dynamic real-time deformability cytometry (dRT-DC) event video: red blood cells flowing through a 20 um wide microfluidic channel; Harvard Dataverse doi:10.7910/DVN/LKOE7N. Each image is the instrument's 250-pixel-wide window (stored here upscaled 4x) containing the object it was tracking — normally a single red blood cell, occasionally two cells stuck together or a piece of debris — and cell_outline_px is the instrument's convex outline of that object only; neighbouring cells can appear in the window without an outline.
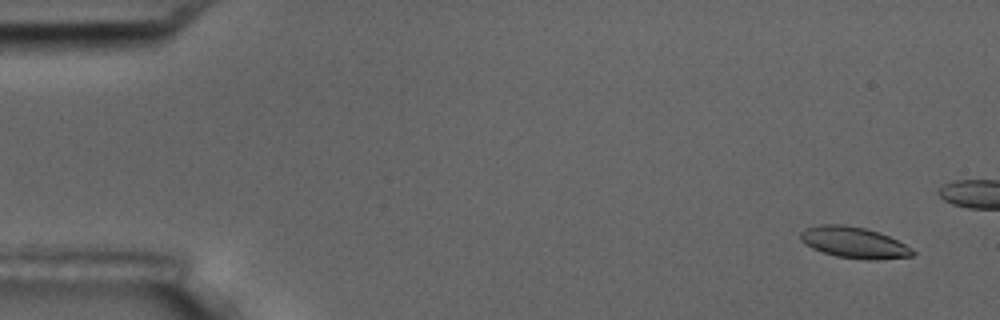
{"species": "common noctule bat (a hibernating species)", "species_latin": "Nyctalus noctula", "temperature_condition": "room temperature", "stored_images_in_passage": 5, "camera_frame_rate_fps": 3000, "um_per_image_px": 0.085, "animal": {"sex": "male", "body_mass_g": 17.5, "forearm_length_mm": 52.3}, "frame": {"image": 1, "passage_image": 1, "time_ms": 0.0, "image_size_px": [1000, 320], "cell_outline_px": [[916, 252], [912, 256], [876, 260], [864, 260], [836, 256], [812, 248], [800, 240], [800, 232], [804, 228], [820, 224], [844, 224], [864, 228], [888, 236], [912, 248]], "centroid_in_image_um": [72.56, 20.61], "position_along_channel_um": 12.4, "area_um2": 20.35}}